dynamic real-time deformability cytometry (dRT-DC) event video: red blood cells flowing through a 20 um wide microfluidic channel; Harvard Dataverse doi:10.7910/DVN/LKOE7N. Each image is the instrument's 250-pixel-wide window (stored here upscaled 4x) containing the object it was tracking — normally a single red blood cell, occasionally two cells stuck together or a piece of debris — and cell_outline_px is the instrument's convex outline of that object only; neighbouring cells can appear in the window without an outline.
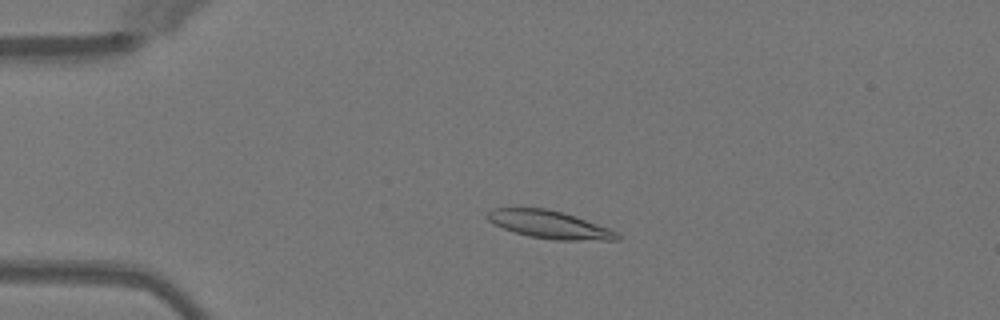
{"species": "Egyptian fruit bat (a non-hibernating species)", "species_latin": "Rousettus aegyptiacus", "temperature_condition": "warm", "stored_images_in_passage": 49, "camera_frame_rate_fps": 3000, "um_per_image_px": 0.085, "animal": {"sex": "female"}, "frame": {"image": 1, "passage_image": 10, "time_ms": 3.0, "image_size_px": [1000, 320], "cell_outline_px": [[620, 240], [556, 240], [528, 236], [504, 228], [488, 220], [484, 216], [492, 208], [544, 208], [576, 216], [608, 228], [616, 232], [620, 236]], "centroid_in_image_um": [46.7, 19.09], "position_along_channel_um": 38.3, "area_um2": 20.75}}
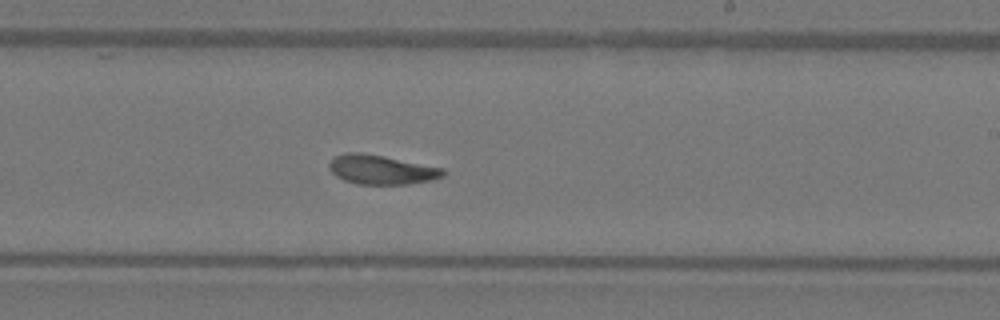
{"frame": {"image": 2, "passage_image": 29, "time_ms": 9.333, "image_size_px": [1000, 320], "cell_outline_px": [[448, 172], [444, 176], [432, 180], [408, 184], [356, 184], [344, 180], [336, 176], [328, 168], [328, 164], [336, 156], [344, 152], [360, 152], [384, 156], [444, 168]], "centroid_in_image_um": [32.44, 14.42], "position_along_channel_um": 256.6, "area_um2": 19.59}}
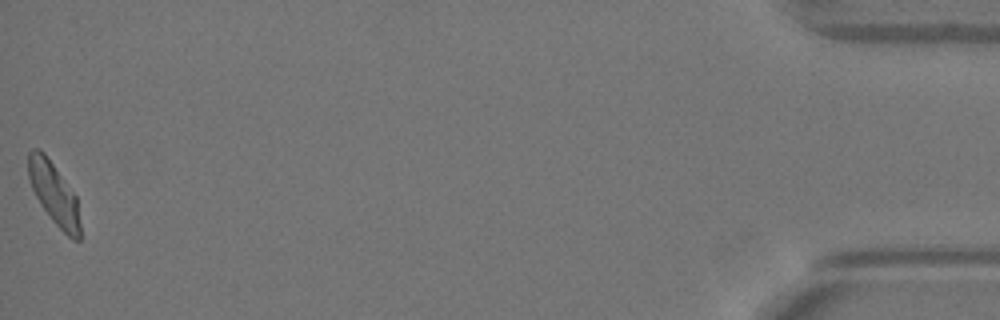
{"frame": {"image": 3, "passage_image": 49, "time_ms": 16.0, "image_size_px": [1000, 320], "cell_outline_px": [[80, 240], [72, 240], [52, 220], [40, 204], [32, 188], [28, 176], [28, 152], [32, 148], [40, 148], [44, 152], [76, 196], [80, 224]], "centroid_in_image_um": [4.57, 16.44], "position_along_channel_um": 430.6, "area_um2": 18.55}, "authors_computed_cell_mechanics": {"area_um2": 19.7098, "velocity_mm_per_s": 4.0125, "shape_relaxation_time_tau1_ms": 4.7327, "shape_relaxation_time_tau2_ms": 1.7454, "deformation_change_tau1": 0.1728, "deformation_change_tau2": 0.0693}}